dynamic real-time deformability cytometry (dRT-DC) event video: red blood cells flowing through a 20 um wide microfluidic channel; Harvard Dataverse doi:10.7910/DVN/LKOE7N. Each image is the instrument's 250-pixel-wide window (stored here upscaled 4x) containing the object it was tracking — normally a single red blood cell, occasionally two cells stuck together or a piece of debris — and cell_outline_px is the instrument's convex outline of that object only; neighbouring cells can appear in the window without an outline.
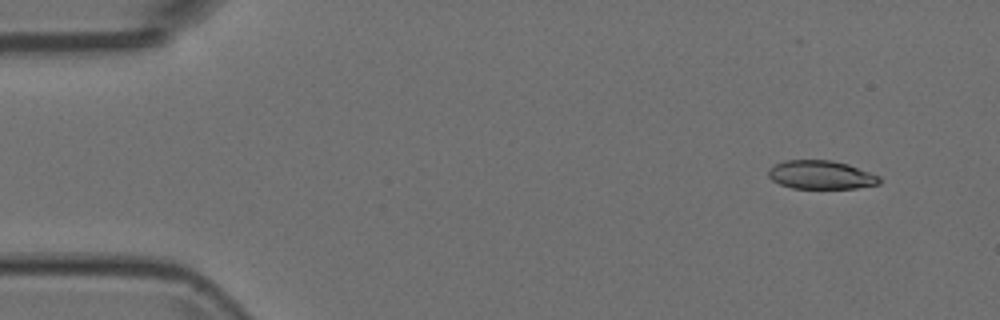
{"species": "Egyptian fruit bat (a non-hibernating species)", "species_latin": "Rousettus aegyptiacus", "temperature_condition": "room temperature", "stored_images_in_passage": 4, "camera_frame_rate_fps": 3000, "um_per_image_px": 0.085, "animal": {"sex": "female"}, "frame": {"image": 1, "passage_image": 1, "time_ms": 0.0, "image_size_px": [1000, 320], "cell_outline_px": [[880, 184], [856, 188], [792, 188], [780, 184], [772, 180], [768, 176], [768, 172], [776, 164], [784, 160], [832, 160], [848, 164], [880, 176]], "centroid_in_image_um": [69.8, 14.86], "position_along_channel_um": 15.2, "area_um2": 18.38}}
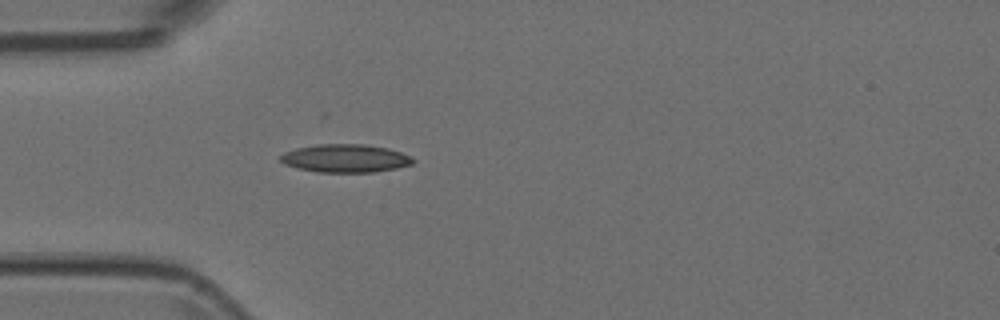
{"frame": {"image": 2, "passage_image": 4, "time_ms": 1.0, "image_size_px": [1000, 320], "cell_outline_px": [[416, 160], [412, 164], [396, 168], [376, 172], [316, 172], [296, 168], [284, 164], [280, 160], [280, 156], [284, 152], [296, 148], [316, 144], [364, 144], [388, 148], [400, 152]], "centroid_in_image_um": [29.33, 13.46], "position_along_channel_um": 55.7, "area_um2": 21.79}}